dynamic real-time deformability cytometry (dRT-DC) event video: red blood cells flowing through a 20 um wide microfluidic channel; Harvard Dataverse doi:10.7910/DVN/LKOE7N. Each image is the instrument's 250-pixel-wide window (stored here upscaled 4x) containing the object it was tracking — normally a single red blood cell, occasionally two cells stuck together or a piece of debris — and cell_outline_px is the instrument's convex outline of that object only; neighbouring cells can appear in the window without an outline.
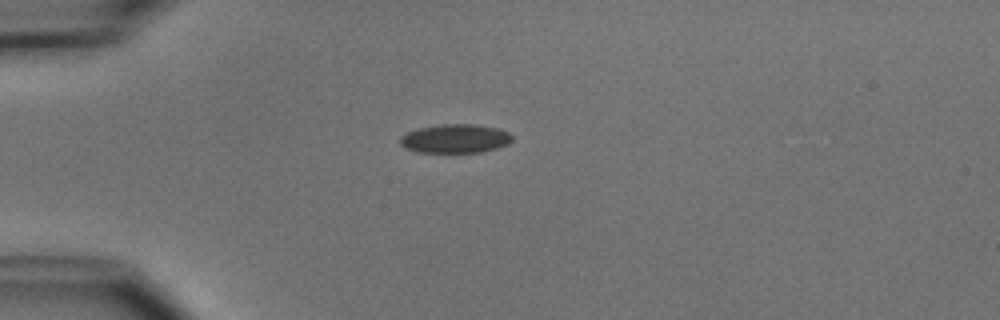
{"species": "common noctule bat (a hibernating species)", "species_latin": "Nyctalus noctula", "temperature_condition": "cold", "stored_images_in_passage": 3, "camera_frame_rate_fps": 3000, "um_per_image_px": 0.085, "animal": {"sex": "male", "body_mass_g": 15.6}, "frame": {"image": 1, "passage_image": 3, "time_ms": 2.667, "image_size_px": [1000, 320], "cell_outline_px": [[512, 140], [508, 144], [496, 148], [480, 152], [416, 152], [404, 148], [400, 144], [400, 136], [408, 132], [420, 128], [444, 124], [476, 124], [500, 128], [508, 132], [512, 136]], "centroid_in_image_um": [38.7, 11.78], "position_along_channel_um": 46.3, "area_um2": 18.84}}